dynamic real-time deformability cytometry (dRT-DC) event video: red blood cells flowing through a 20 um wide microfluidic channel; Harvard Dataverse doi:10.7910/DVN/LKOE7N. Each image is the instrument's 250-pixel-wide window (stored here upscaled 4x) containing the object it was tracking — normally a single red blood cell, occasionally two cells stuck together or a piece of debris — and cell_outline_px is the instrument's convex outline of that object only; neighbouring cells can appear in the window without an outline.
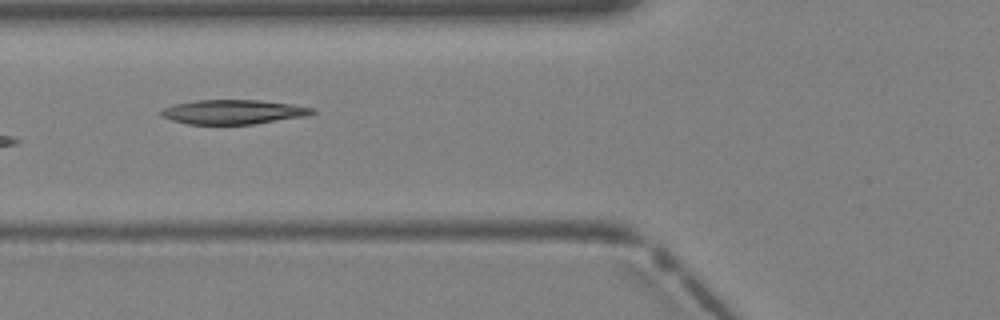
{"species": "Egyptian fruit bat (a non-hibernating species)", "species_latin": "Rousettus aegyptiacus", "temperature_condition": "warm", "stored_images_in_passage": 4, "camera_frame_rate_fps": 3000, "um_per_image_px": 0.085, "animal": {"sex": "female"}, "frame": {"image": 1, "passage_image": 3, "time_ms": 0.667, "image_size_px": [1000, 320], "cell_outline_px": [[316, 112], [308, 116], [252, 124], [188, 124], [172, 120], [160, 116], [156, 112], [160, 108], [172, 104], [196, 100], [260, 100], [296, 104], [316, 108]], "centroid_in_image_um": [19.81, 9.5], "position_along_channel_um": 106.0, "area_um2": 21.96}}
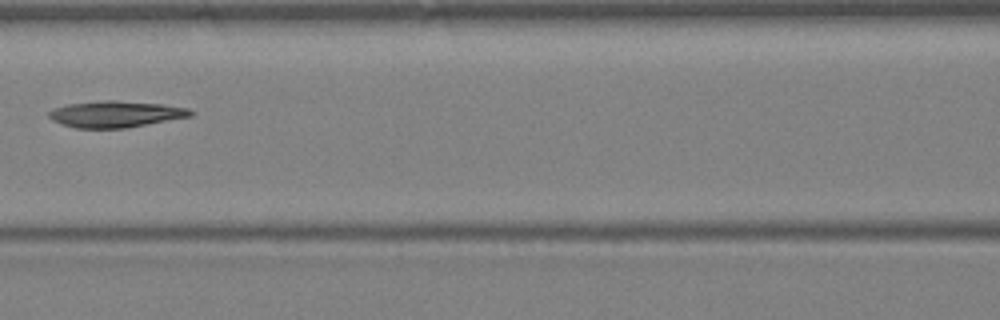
{"frame": {"image": 2, "passage_image": 4, "time_ms": 1.0, "image_size_px": [1000, 320], "cell_outline_px": [[196, 112], [192, 116], [128, 128], [76, 128], [60, 124], [52, 120], [48, 116], [48, 112], [52, 108], [64, 104], [100, 100], [116, 100], [164, 104], [192, 108]], "centroid_in_image_um": [9.85, 9.69], "position_along_channel_um": 156.8, "area_um2": 22.37}}